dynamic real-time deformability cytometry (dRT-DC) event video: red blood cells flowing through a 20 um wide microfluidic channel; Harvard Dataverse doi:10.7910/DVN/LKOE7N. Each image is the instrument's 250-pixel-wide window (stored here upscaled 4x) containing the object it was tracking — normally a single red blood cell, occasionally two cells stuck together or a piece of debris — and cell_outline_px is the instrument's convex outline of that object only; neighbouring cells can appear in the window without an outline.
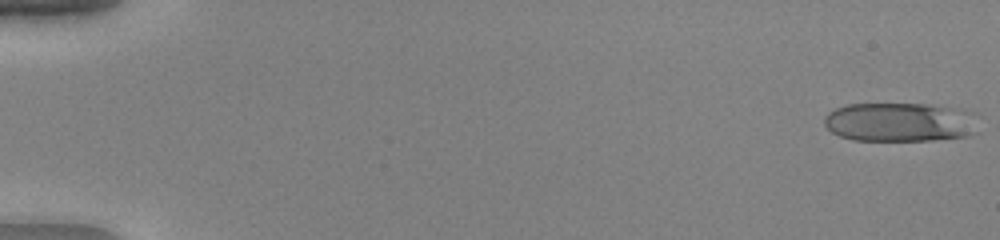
{"species": "human", "species_latin": "Homo sapiens", "temperature_condition": "warm", "stored_images_in_passage": 52, "camera_frame_rate_fps": 3000, "um_per_image_px": 0.085, "donor": {"sex": "female"}, "frame": {"image": 1, "passage_image": 1, "time_ms": 0.0, "image_size_px": [1000, 240], "cell_outline_px": [[980, 116], [976, 132], [968, 136], [932, 140], [852, 140], [840, 136], [832, 132], [824, 124], [824, 116], [828, 112], [836, 108], [848, 104], [928, 104], [964, 108], [976, 112]], "centroid_in_image_um": [76.6, 10.36], "position_along_channel_um": 8.4, "area_um2": 35.89}}
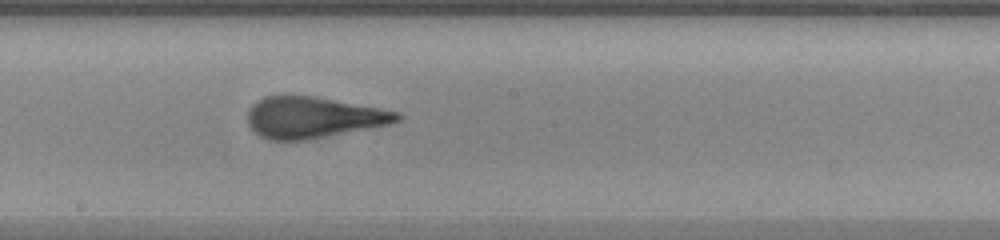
{"frame": {"image": 2, "passage_image": 30, "time_ms": 9.667, "image_size_px": [1000, 240], "cell_outline_px": [[404, 116], [400, 120], [388, 124], [308, 140], [268, 140], [260, 136], [248, 124], [248, 112], [252, 104], [264, 96], [312, 96], [400, 112]], "centroid_in_image_um": [26.6, 9.99], "position_along_channel_um": 221.6, "area_um2": 35.49}}
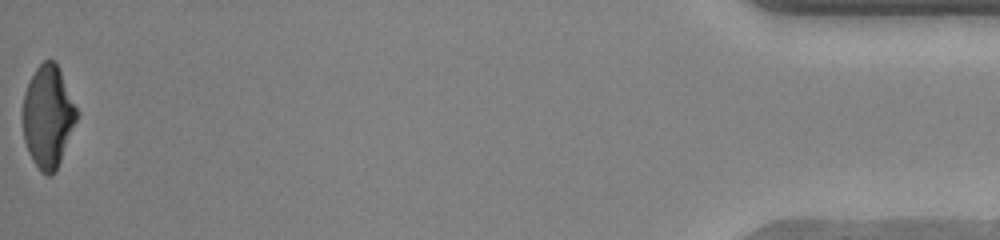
{"frame": {"image": 3, "passage_image": 52, "time_ms": 17.0, "image_size_px": [1000, 240], "cell_outline_px": [[80, 112], [60, 160], [52, 176], [48, 176], [40, 172], [32, 160], [28, 152], [24, 140], [20, 116], [20, 112], [24, 92], [36, 68], [44, 60], [56, 60]], "centroid_in_image_um": [4.06, 9.88], "position_along_channel_um": 431.1, "area_um2": 32.83}, "authors_computed_cell_mechanics": {"area_um2": 35.1713, "velocity_mm_per_s": 4.0559, "shape_relaxation_time_tau1_ms": 5.9344, "shape_relaxation_time_tau2_ms": null, "deformation_change_tau1": 0.2683, "deformation_change_tau2": null}}